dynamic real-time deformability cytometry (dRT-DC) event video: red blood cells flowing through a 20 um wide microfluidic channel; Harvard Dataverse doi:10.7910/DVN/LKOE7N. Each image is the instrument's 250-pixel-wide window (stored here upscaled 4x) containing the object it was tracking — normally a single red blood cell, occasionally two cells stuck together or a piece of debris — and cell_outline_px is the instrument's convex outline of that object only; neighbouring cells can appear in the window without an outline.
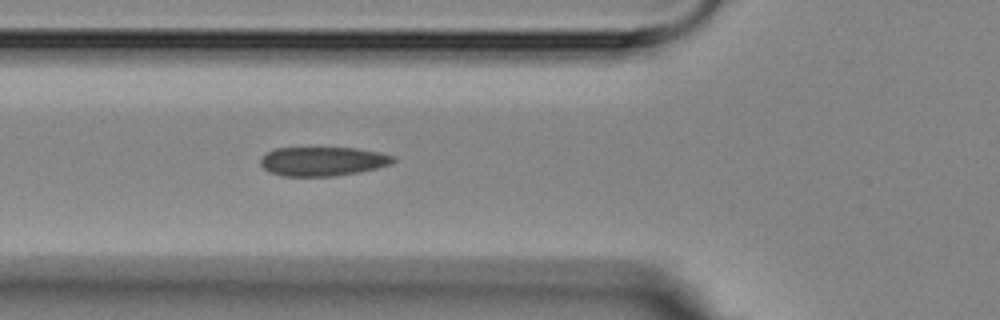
{"species": "Egyptian fruit bat (a non-hibernating species)", "species_latin": "Rousettus aegyptiacus", "temperature_condition": "room temperature", "stored_images_in_passage": 3, "camera_frame_rate_fps": 3000, "um_per_image_px": 0.085, "animal": {"sex": "female"}, "frame": {"image": 1, "passage_image": 3, "time_ms": 2.333, "image_size_px": [1000, 320], "cell_outline_px": [[396, 160], [392, 164], [360, 172], [336, 176], [284, 176], [268, 172], [260, 164], [260, 156], [264, 152], [276, 148], [356, 148], [380, 152], [396, 156]], "centroid_in_image_um": [27.43, 13.71], "position_along_channel_um": 98.4, "area_um2": 22.83}}